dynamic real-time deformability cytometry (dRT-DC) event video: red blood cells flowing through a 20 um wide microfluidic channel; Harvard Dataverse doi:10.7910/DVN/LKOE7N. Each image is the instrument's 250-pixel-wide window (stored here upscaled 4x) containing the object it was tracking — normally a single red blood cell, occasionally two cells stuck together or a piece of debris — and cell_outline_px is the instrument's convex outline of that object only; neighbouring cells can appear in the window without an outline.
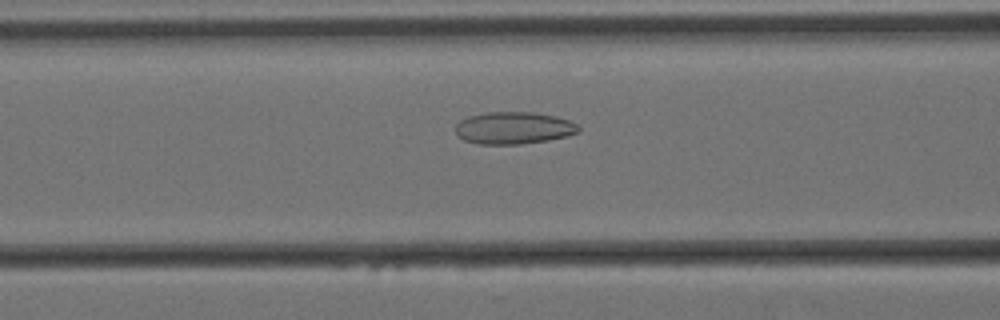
{"species": "Egyptian fruit bat (a non-hibernating species)", "species_latin": "Rousettus aegyptiacus", "temperature_condition": "cold", "stored_images_in_passage": 48, "camera_frame_rate_fps": 3000, "um_per_image_px": 0.085, "animal": {"sex": "female"}, "frame": {"image": 1, "passage_image": 12, "time_ms": 3.667, "image_size_px": [1000, 320], "cell_outline_px": [[580, 132], [568, 136], [548, 140], [520, 144], [480, 144], [464, 140], [456, 136], [456, 124], [460, 120], [468, 116], [484, 112], [532, 112], [556, 116], [568, 120], [576, 124], [580, 128]], "centroid_in_image_um": [43.65, 10.87], "position_along_channel_um": 123.0, "area_um2": 23.24}}
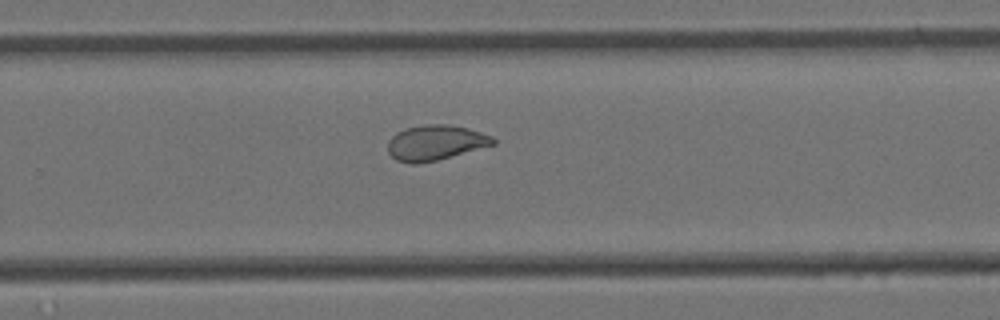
{"frame": {"image": 2, "passage_image": 27, "time_ms": 8.667, "image_size_px": [1000, 320], "cell_outline_px": [[496, 144], [436, 160], [416, 164], [412, 164], [396, 160], [388, 152], [388, 140], [396, 132], [404, 128], [424, 124], [448, 124], [468, 128], [492, 136], [496, 140]], "centroid_in_image_um": [36.99, 12.11], "position_along_channel_um": 292.8, "area_um2": 21.62}}
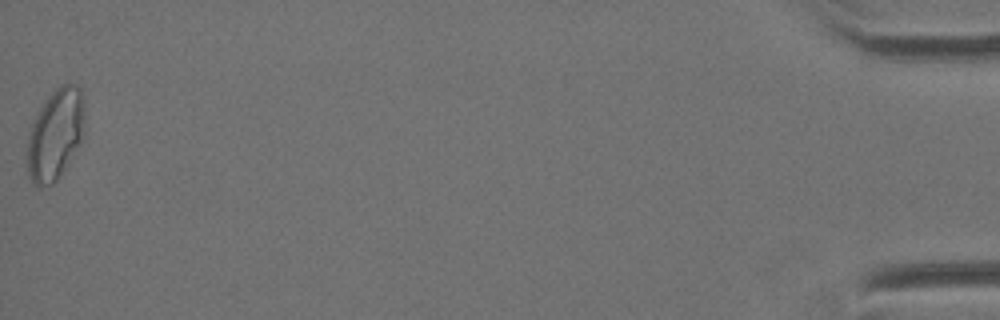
{"frame": {"image": 3, "passage_image": 48, "time_ms": 15.667, "image_size_px": [1000, 320], "cell_outline_px": [[84, 136], [64, 168], [56, 180], [52, 184], [40, 188], [36, 188], [32, 184], [28, 176], [28, 140], [32, 124], [36, 112], [44, 100], [60, 84], [80, 84], [84, 96]], "centroid_in_image_um": [4.72, 11.39], "position_along_channel_um": 430.5, "area_um2": 30.69}, "authors_computed_cell_mechanics": {"area_um2": 22.7732, "velocity_mm_per_s": 3.4141, "shape_relaxation_time_tau1_ms": null, "shape_relaxation_time_tau2_ms": 1.8936, "deformation_change_tau1": null, "deformation_change_tau2": 0.07}}